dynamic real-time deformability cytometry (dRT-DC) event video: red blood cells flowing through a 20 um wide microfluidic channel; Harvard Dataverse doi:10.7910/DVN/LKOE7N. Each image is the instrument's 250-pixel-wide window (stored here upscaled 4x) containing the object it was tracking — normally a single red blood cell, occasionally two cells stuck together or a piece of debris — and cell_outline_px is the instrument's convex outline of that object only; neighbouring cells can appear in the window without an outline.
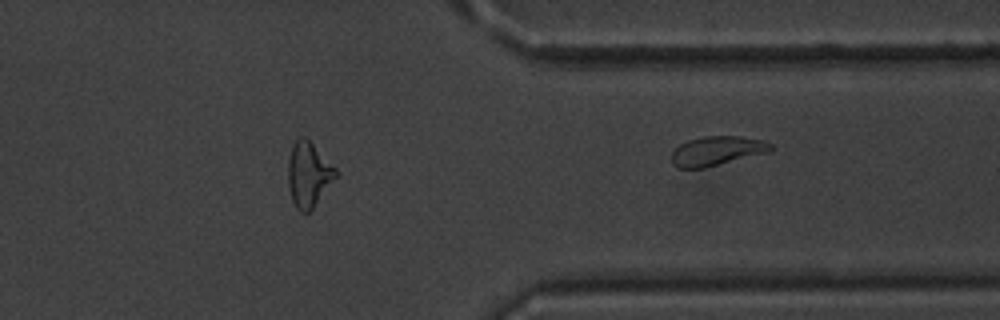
{"species": "common noctule bat (a hibernating species)", "species_latin": "Nyctalus noctula", "temperature_condition": "warm", "stored_images_in_passage": 40, "segment_of_instrument_passage": [2, 2], "camera_frame_rate_fps": 3000, "um_per_image_px": 0.085, "animal": {"sex": "male", "body_mass_g": 20.1, "forearm_length_mm": 53.5}, "frame": {"image": 1, "passage_image": 40, "time_ms": 13.0, "image_size_px": [1000, 320], "cell_outline_px": [[776, 148], [772, 152], [704, 168], [676, 168], [672, 164], [672, 152], [680, 144], [688, 140], [704, 136], [740, 136], [764, 140], [772, 144]], "centroid_in_image_um": [61.0, 12.83], "position_along_channel_um": 350.4, "area_um2": 17.28}}